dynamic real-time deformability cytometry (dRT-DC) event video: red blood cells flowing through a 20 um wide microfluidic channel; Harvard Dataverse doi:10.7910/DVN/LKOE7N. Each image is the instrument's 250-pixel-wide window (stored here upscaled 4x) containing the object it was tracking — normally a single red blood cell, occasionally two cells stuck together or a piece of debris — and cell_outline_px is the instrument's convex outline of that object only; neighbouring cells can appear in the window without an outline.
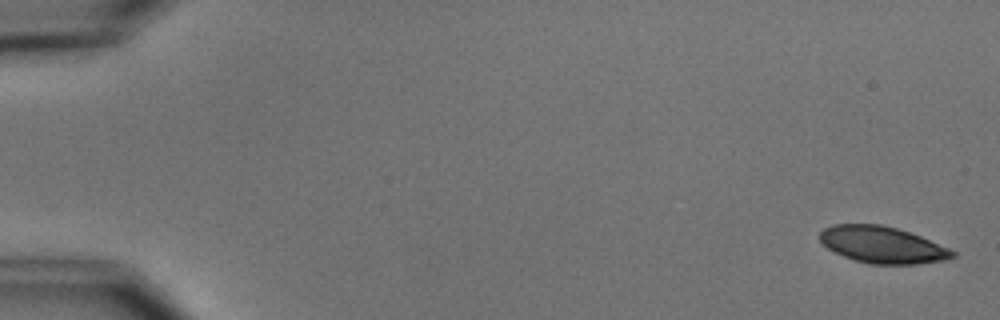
{"species": "common noctule bat (a hibernating species)", "species_latin": "Nyctalus noctula", "temperature_condition": "cold", "stored_images_in_passage": 5, "camera_frame_rate_fps": 3000, "um_per_image_px": 0.085, "animal": {"sex": "male", "body_mass_g": 15.6}, "frame": {"image": 1, "passage_image": 1, "time_ms": 0.0, "image_size_px": [1000, 320], "cell_outline_px": [[956, 256], [944, 260], [920, 264], [868, 264], [844, 256], [828, 248], [820, 240], [820, 232], [824, 228], [832, 224], [880, 224], [896, 228], [920, 236], [948, 248], [956, 252]], "centroid_in_image_um": [75.0, 20.81], "position_along_channel_um": 10.0, "area_um2": 28.15}}
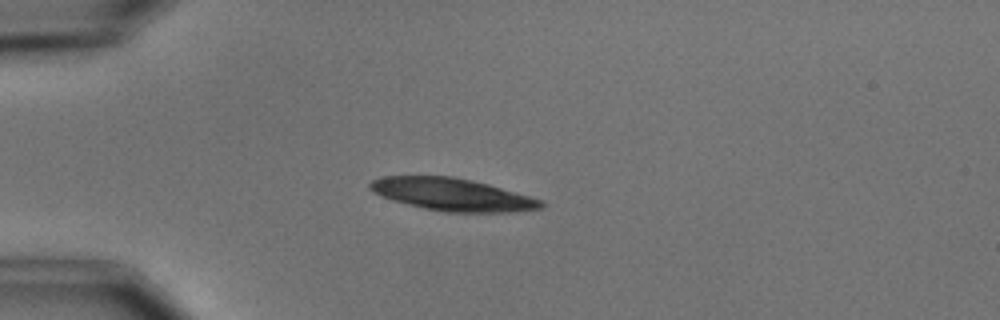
{"frame": {"image": 2, "passage_image": 4, "time_ms": 4.333, "image_size_px": [1000, 320], "cell_outline_px": [[548, 204], [544, 208], [508, 212], [444, 212], [424, 208], [392, 200], [372, 192], [368, 188], [368, 184], [372, 180], [380, 176], [452, 176], [472, 180], [488, 184], [544, 200]], "centroid_in_image_um": [38.46, 16.53], "position_along_channel_um": 46.5, "area_um2": 32.54}}